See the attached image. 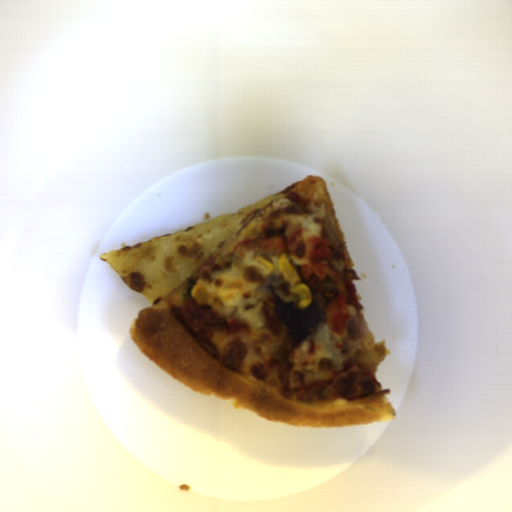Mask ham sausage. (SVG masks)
Returning a JSON list of instances; mask_svg holds the SVG:
<instances>
[{
  "mask_svg": "<svg viewBox=\"0 0 512 512\" xmlns=\"http://www.w3.org/2000/svg\"><path fill=\"white\" fill-rule=\"evenodd\" d=\"M322 238H328L330 242L331 258L340 259L344 256L346 241H342L338 237L335 226L334 214L331 206L326 207L324 217L322 219Z\"/></svg>",
  "mask_w": 512,
  "mask_h": 512,
  "instance_id": "ham-sausage-1",
  "label": "ham sausage"
}]
</instances>
